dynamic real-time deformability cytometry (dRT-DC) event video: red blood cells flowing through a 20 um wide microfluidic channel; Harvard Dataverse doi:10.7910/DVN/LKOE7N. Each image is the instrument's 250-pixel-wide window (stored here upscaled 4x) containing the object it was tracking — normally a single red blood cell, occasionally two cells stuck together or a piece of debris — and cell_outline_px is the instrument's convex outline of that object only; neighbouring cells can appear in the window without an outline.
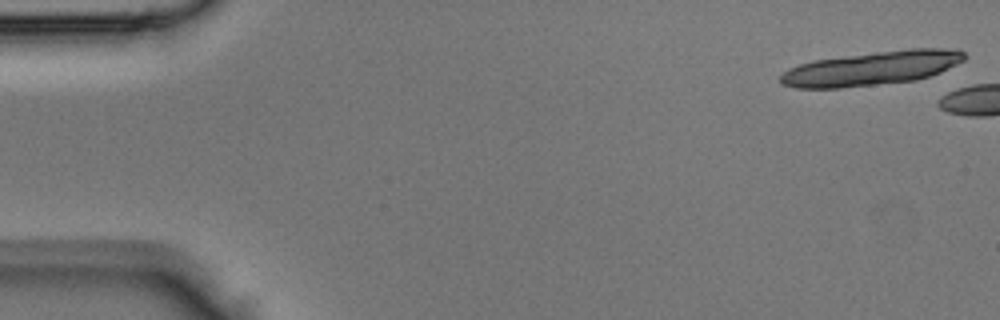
{"species": "Egyptian fruit bat (a non-hibernating species)", "species_latin": "Rousettus aegyptiacus", "temperature_condition": "room temperature", "stored_images_in_passage": 4, "camera_frame_rate_fps": 3000, "um_per_image_px": 0.085, "animal": {"sex": "male"}, "frame": {"image": 1, "passage_image": 1, "time_ms": 0.0, "image_size_px": [1000, 320], "cell_outline_px": [[968, 56], [964, 60], [940, 72], [916, 80], [840, 88], [796, 88], [780, 84], [780, 76], [788, 68], [812, 60], [872, 52], [908, 48], [956, 48], [964, 52]], "centroid_in_image_um": [74.1, 5.79], "position_along_channel_um": 10.9, "area_um2": 36.7}}